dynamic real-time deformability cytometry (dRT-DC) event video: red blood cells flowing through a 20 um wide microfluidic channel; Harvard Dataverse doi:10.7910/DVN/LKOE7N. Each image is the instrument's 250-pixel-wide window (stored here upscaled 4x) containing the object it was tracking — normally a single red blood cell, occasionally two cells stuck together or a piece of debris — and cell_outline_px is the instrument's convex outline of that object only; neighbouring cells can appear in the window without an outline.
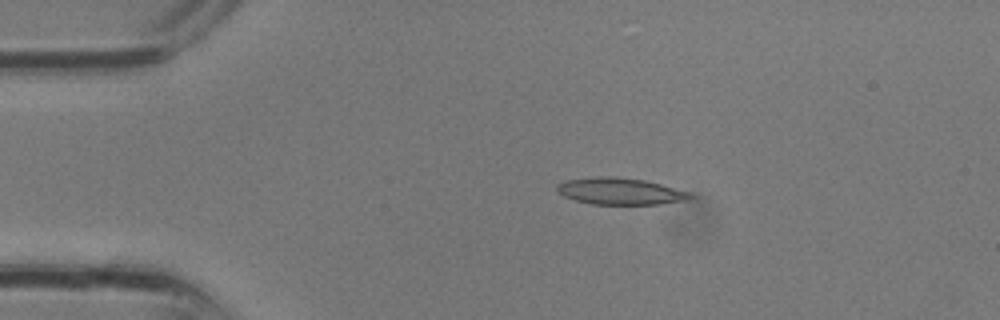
{"species": "common noctule bat (a hibernating species)", "species_latin": "Nyctalus noctula", "temperature_condition": "room temperature", "stored_images_in_passage": 4, "camera_frame_rate_fps": 3000, "um_per_image_px": 0.085, "animal": {"sex": "male", "body_mass_g": 13.3}, "frame": {"image": 1, "passage_image": 3, "time_ms": 0.667, "image_size_px": [1000, 320], "cell_outline_px": [[696, 196], [692, 200], [660, 204], [592, 204], [576, 200], [564, 196], [556, 188], [556, 184], [568, 180], [604, 176], [644, 180], [660, 184], [688, 192]], "centroid_in_image_um": [52.78, 16.27], "position_along_channel_um": 32.2, "area_um2": 20.46}}
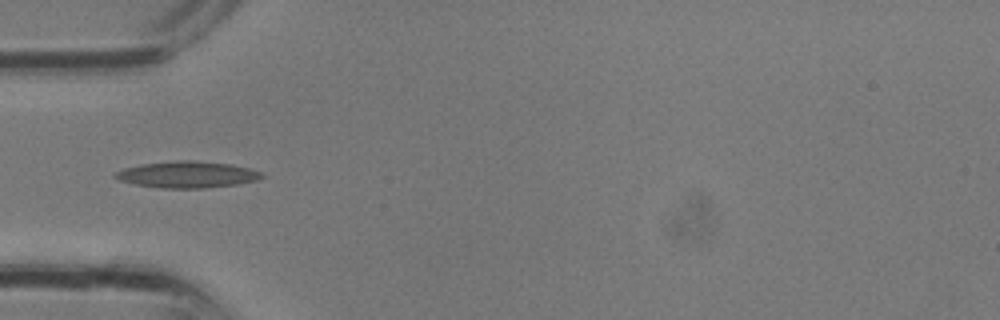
{"frame": {"image": 2, "passage_image": 4, "time_ms": 1.0, "image_size_px": [1000, 320], "cell_outline_px": [[264, 176], [256, 180], [236, 184], [204, 188], [160, 188], [136, 184], [120, 180], [112, 176], [112, 172], [124, 168], [140, 164], [176, 160], [196, 160], [232, 164], [248, 168], [260, 172]], "centroid_in_image_um": [15.86, 14.82], "position_along_channel_um": 69.1, "area_um2": 22.66}}